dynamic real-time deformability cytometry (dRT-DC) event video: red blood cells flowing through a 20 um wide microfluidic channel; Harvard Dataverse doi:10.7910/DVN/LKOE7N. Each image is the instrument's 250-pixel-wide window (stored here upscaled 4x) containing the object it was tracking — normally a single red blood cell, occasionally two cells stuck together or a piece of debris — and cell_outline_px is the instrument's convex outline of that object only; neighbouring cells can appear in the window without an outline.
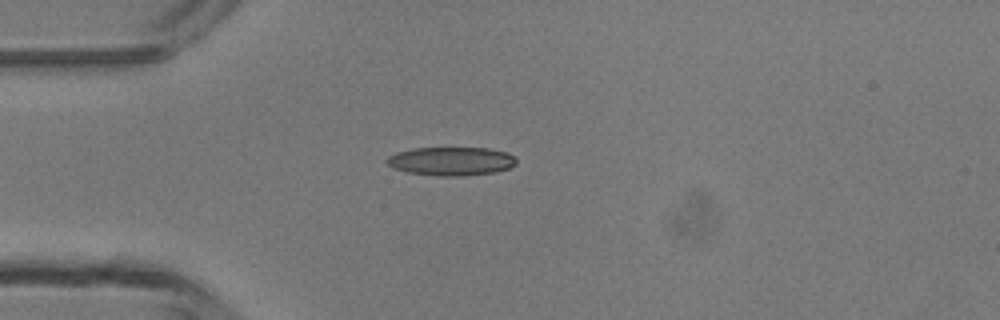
{"species": "common noctule bat (a hibernating species)", "species_latin": "Nyctalus noctula", "temperature_condition": "room temperature", "stored_images_in_passage": 4, "camera_frame_rate_fps": 3000, "um_per_image_px": 0.085, "animal": {"sex": "male", "body_mass_g": 13.3}, "frame": {"image": 1, "passage_image": 3, "time_ms": 3.333, "image_size_px": [1000, 320], "cell_outline_px": [[516, 164], [508, 168], [496, 172], [460, 176], [440, 176], [408, 172], [392, 168], [384, 160], [388, 156], [396, 152], [412, 148], [488, 148], [508, 152], [516, 156]], "centroid_in_image_um": [38.35, 13.69], "position_along_channel_um": 46.6, "area_um2": 21.73}}